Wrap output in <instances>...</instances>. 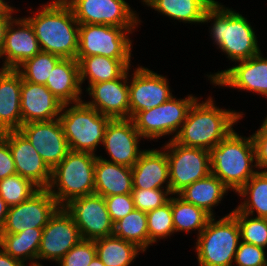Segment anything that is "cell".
<instances>
[{
  "mask_svg": "<svg viewBox=\"0 0 267 266\" xmlns=\"http://www.w3.org/2000/svg\"><path fill=\"white\" fill-rule=\"evenodd\" d=\"M41 8L36 15L25 17L33 27L41 51L76 59L79 23L71 7L64 0H54Z\"/></svg>",
  "mask_w": 267,
  "mask_h": 266,
  "instance_id": "cell-1",
  "label": "cell"
},
{
  "mask_svg": "<svg viewBox=\"0 0 267 266\" xmlns=\"http://www.w3.org/2000/svg\"><path fill=\"white\" fill-rule=\"evenodd\" d=\"M215 105L212 97L202 103L197 99L173 140L186 147L208 151L220 143L234 130L233 125L243 117V112L220 109Z\"/></svg>",
  "mask_w": 267,
  "mask_h": 266,
  "instance_id": "cell-2",
  "label": "cell"
},
{
  "mask_svg": "<svg viewBox=\"0 0 267 266\" xmlns=\"http://www.w3.org/2000/svg\"><path fill=\"white\" fill-rule=\"evenodd\" d=\"M211 19L214 21L210 30L212 40L233 62L249 59L261 52L254 28L240 13L216 1L205 12L203 23Z\"/></svg>",
  "mask_w": 267,
  "mask_h": 266,
  "instance_id": "cell-3",
  "label": "cell"
},
{
  "mask_svg": "<svg viewBox=\"0 0 267 266\" xmlns=\"http://www.w3.org/2000/svg\"><path fill=\"white\" fill-rule=\"evenodd\" d=\"M211 173L236 193L258 171L252 135L241 137L233 130L220 143L209 150ZM255 159V160H254Z\"/></svg>",
  "mask_w": 267,
  "mask_h": 266,
  "instance_id": "cell-4",
  "label": "cell"
},
{
  "mask_svg": "<svg viewBox=\"0 0 267 266\" xmlns=\"http://www.w3.org/2000/svg\"><path fill=\"white\" fill-rule=\"evenodd\" d=\"M96 158L91 153L70 150L51 170V181L47 190L60 207L73 199L95 193Z\"/></svg>",
  "mask_w": 267,
  "mask_h": 266,
  "instance_id": "cell-5",
  "label": "cell"
},
{
  "mask_svg": "<svg viewBox=\"0 0 267 266\" xmlns=\"http://www.w3.org/2000/svg\"><path fill=\"white\" fill-rule=\"evenodd\" d=\"M69 105L63 104L58 118L69 149L95 155L98 144L103 143L106 127L111 119L84 101L74 103L70 107Z\"/></svg>",
  "mask_w": 267,
  "mask_h": 266,
  "instance_id": "cell-6",
  "label": "cell"
},
{
  "mask_svg": "<svg viewBox=\"0 0 267 266\" xmlns=\"http://www.w3.org/2000/svg\"><path fill=\"white\" fill-rule=\"evenodd\" d=\"M211 217L197 235L195 249L199 266H233L241 242L237 219L229 213L216 221Z\"/></svg>",
  "mask_w": 267,
  "mask_h": 266,
  "instance_id": "cell-7",
  "label": "cell"
},
{
  "mask_svg": "<svg viewBox=\"0 0 267 266\" xmlns=\"http://www.w3.org/2000/svg\"><path fill=\"white\" fill-rule=\"evenodd\" d=\"M192 94L185 99H170L152 109L138 112L133 118L135 128L143 138L158 139L179 132L188 112L197 100ZM173 133V134H172Z\"/></svg>",
  "mask_w": 267,
  "mask_h": 266,
  "instance_id": "cell-8",
  "label": "cell"
},
{
  "mask_svg": "<svg viewBox=\"0 0 267 266\" xmlns=\"http://www.w3.org/2000/svg\"><path fill=\"white\" fill-rule=\"evenodd\" d=\"M135 28L103 24H79L77 57L103 55L131 59L132 42L127 34Z\"/></svg>",
  "mask_w": 267,
  "mask_h": 266,
  "instance_id": "cell-9",
  "label": "cell"
},
{
  "mask_svg": "<svg viewBox=\"0 0 267 266\" xmlns=\"http://www.w3.org/2000/svg\"><path fill=\"white\" fill-rule=\"evenodd\" d=\"M169 163L170 193L177 195L186 186L211 173L210 153L202 148L186 147L174 140L163 146Z\"/></svg>",
  "mask_w": 267,
  "mask_h": 266,
  "instance_id": "cell-10",
  "label": "cell"
},
{
  "mask_svg": "<svg viewBox=\"0 0 267 266\" xmlns=\"http://www.w3.org/2000/svg\"><path fill=\"white\" fill-rule=\"evenodd\" d=\"M79 24L136 28L141 22L125 0H64Z\"/></svg>",
  "mask_w": 267,
  "mask_h": 266,
  "instance_id": "cell-11",
  "label": "cell"
},
{
  "mask_svg": "<svg viewBox=\"0 0 267 266\" xmlns=\"http://www.w3.org/2000/svg\"><path fill=\"white\" fill-rule=\"evenodd\" d=\"M60 208L47 189H39L23 203L9 207L2 234H17L29 229H43Z\"/></svg>",
  "mask_w": 267,
  "mask_h": 266,
  "instance_id": "cell-12",
  "label": "cell"
},
{
  "mask_svg": "<svg viewBox=\"0 0 267 266\" xmlns=\"http://www.w3.org/2000/svg\"><path fill=\"white\" fill-rule=\"evenodd\" d=\"M64 208L73 217L82 239L96 240L113 235L114 223L103 196L94 193L79 197Z\"/></svg>",
  "mask_w": 267,
  "mask_h": 266,
  "instance_id": "cell-13",
  "label": "cell"
},
{
  "mask_svg": "<svg viewBox=\"0 0 267 266\" xmlns=\"http://www.w3.org/2000/svg\"><path fill=\"white\" fill-rule=\"evenodd\" d=\"M82 240L73 217L60 207L43 228L37 260L59 262L62 257Z\"/></svg>",
  "mask_w": 267,
  "mask_h": 266,
  "instance_id": "cell-14",
  "label": "cell"
},
{
  "mask_svg": "<svg viewBox=\"0 0 267 266\" xmlns=\"http://www.w3.org/2000/svg\"><path fill=\"white\" fill-rule=\"evenodd\" d=\"M19 131L52 170L70 151L60 120L22 124Z\"/></svg>",
  "mask_w": 267,
  "mask_h": 266,
  "instance_id": "cell-15",
  "label": "cell"
},
{
  "mask_svg": "<svg viewBox=\"0 0 267 266\" xmlns=\"http://www.w3.org/2000/svg\"><path fill=\"white\" fill-rule=\"evenodd\" d=\"M143 138L135 128L131 118L111 119L105 130L102 145L109 154V160L99 158L132 168L143 150L139 149V139Z\"/></svg>",
  "mask_w": 267,
  "mask_h": 266,
  "instance_id": "cell-16",
  "label": "cell"
},
{
  "mask_svg": "<svg viewBox=\"0 0 267 266\" xmlns=\"http://www.w3.org/2000/svg\"><path fill=\"white\" fill-rule=\"evenodd\" d=\"M128 83L130 118L138 112L152 109L161 105L173 95L168 85V79L149 70L147 67H138Z\"/></svg>",
  "mask_w": 267,
  "mask_h": 266,
  "instance_id": "cell-17",
  "label": "cell"
},
{
  "mask_svg": "<svg viewBox=\"0 0 267 266\" xmlns=\"http://www.w3.org/2000/svg\"><path fill=\"white\" fill-rule=\"evenodd\" d=\"M261 54L260 52L249 59L237 61L240 64L210 74L208 78L216 86H229L267 97V58H263Z\"/></svg>",
  "mask_w": 267,
  "mask_h": 266,
  "instance_id": "cell-18",
  "label": "cell"
},
{
  "mask_svg": "<svg viewBox=\"0 0 267 266\" xmlns=\"http://www.w3.org/2000/svg\"><path fill=\"white\" fill-rule=\"evenodd\" d=\"M1 135L9 143L17 174L30 180L39 189H47L51 181V169L30 141L19 130L6 131Z\"/></svg>",
  "mask_w": 267,
  "mask_h": 266,
  "instance_id": "cell-19",
  "label": "cell"
},
{
  "mask_svg": "<svg viewBox=\"0 0 267 266\" xmlns=\"http://www.w3.org/2000/svg\"><path fill=\"white\" fill-rule=\"evenodd\" d=\"M128 72L118 79L91 84L86 91L92 101L85 103L110 119L130 118Z\"/></svg>",
  "mask_w": 267,
  "mask_h": 266,
  "instance_id": "cell-20",
  "label": "cell"
},
{
  "mask_svg": "<svg viewBox=\"0 0 267 266\" xmlns=\"http://www.w3.org/2000/svg\"><path fill=\"white\" fill-rule=\"evenodd\" d=\"M40 51L39 42L30 22L26 18H12L6 28L0 51V58L5 57L2 69H16Z\"/></svg>",
  "mask_w": 267,
  "mask_h": 266,
  "instance_id": "cell-21",
  "label": "cell"
},
{
  "mask_svg": "<svg viewBox=\"0 0 267 266\" xmlns=\"http://www.w3.org/2000/svg\"><path fill=\"white\" fill-rule=\"evenodd\" d=\"M63 103L45 86L22 79V124L59 118Z\"/></svg>",
  "mask_w": 267,
  "mask_h": 266,
  "instance_id": "cell-22",
  "label": "cell"
},
{
  "mask_svg": "<svg viewBox=\"0 0 267 266\" xmlns=\"http://www.w3.org/2000/svg\"><path fill=\"white\" fill-rule=\"evenodd\" d=\"M131 170L133 189H164V184L166 189H170L169 163L165 150H143Z\"/></svg>",
  "mask_w": 267,
  "mask_h": 266,
  "instance_id": "cell-23",
  "label": "cell"
},
{
  "mask_svg": "<svg viewBox=\"0 0 267 266\" xmlns=\"http://www.w3.org/2000/svg\"><path fill=\"white\" fill-rule=\"evenodd\" d=\"M22 77L15 69H0V134L19 130Z\"/></svg>",
  "mask_w": 267,
  "mask_h": 266,
  "instance_id": "cell-24",
  "label": "cell"
},
{
  "mask_svg": "<svg viewBox=\"0 0 267 266\" xmlns=\"http://www.w3.org/2000/svg\"><path fill=\"white\" fill-rule=\"evenodd\" d=\"M63 104L82 101L79 62L61 58L51 71L45 85Z\"/></svg>",
  "mask_w": 267,
  "mask_h": 266,
  "instance_id": "cell-25",
  "label": "cell"
},
{
  "mask_svg": "<svg viewBox=\"0 0 267 266\" xmlns=\"http://www.w3.org/2000/svg\"><path fill=\"white\" fill-rule=\"evenodd\" d=\"M133 175L129 167L105 161L97 156L95 194L103 197L132 194Z\"/></svg>",
  "mask_w": 267,
  "mask_h": 266,
  "instance_id": "cell-26",
  "label": "cell"
},
{
  "mask_svg": "<svg viewBox=\"0 0 267 266\" xmlns=\"http://www.w3.org/2000/svg\"><path fill=\"white\" fill-rule=\"evenodd\" d=\"M79 62L80 84L88 78V87L120 78L130 69L131 59H114L103 55L76 57Z\"/></svg>",
  "mask_w": 267,
  "mask_h": 266,
  "instance_id": "cell-27",
  "label": "cell"
},
{
  "mask_svg": "<svg viewBox=\"0 0 267 266\" xmlns=\"http://www.w3.org/2000/svg\"><path fill=\"white\" fill-rule=\"evenodd\" d=\"M228 190L218 177L210 173L208 176L186 186L177 195L185 201L203 209L213 217L212 207L220 203Z\"/></svg>",
  "mask_w": 267,
  "mask_h": 266,
  "instance_id": "cell-28",
  "label": "cell"
},
{
  "mask_svg": "<svg viewBox=\"0 0 267 266\" xmlns=\"http://www.w3.org/2000/svg\"><path fill=\"white\" fill-rule=\"evenodd\" d=\"M145 5L180 22L203 23L205 12L215 0H142Z\"/></svg>",
  "mask_w": 267,
  "mask_h": 266,
  "instance_id": "cell-29",
  "label": "cell"
},
{
  "mask_svg": "<svg viewBox=\"0 0 267 266\" xmlns=\"http://www.w3.org/2000/svg\"><path fill=\"white\" fill-rule=\"evenodd\" d=\"M42 233L43 229L33 228L17 234H1L0 247L23 263L29 260L30 266H43L37 261Z\"/></svg>",
  "mask_w": 267,
  "mask_h": 266,
  "instance_id": "cell-30",
  "label": "cell"
},
{
  "mask_svg": "<svg viewBox=\"0 0 267 266\" xmlns=\"http://www.w3.org/2000/svg\"><path fill=\"white\" fill-rule=\"evenodd\" d=\"M96 255L105 266H129L143 250L114 235L94 240Z\"/></svg>",
  "mask_w": 267,
  "mask_h": 266,
  "instance_id": "cell-31",
  "label": "cell"
},
{
  "mask_svg": "<svg viewBox=\"0 0 267 266\" xmlns=\"http://www.w3.org/2000/svg\"><path fill=\"white\" fill-rule=\"evenodd\" d=\"M237 193L247 199H243L244 202L231 212H242L250 216L256 210V217L267 219V171H258Z\"/></svg>",
  "mask_w": 267,
  "mask_h": 266,
  "instance_id": "cell-32",
  "label": "cell"
},
{
  "mask_svg": "<svg viewBox=\"0 0 267 266\" xmlns=\"http://www.w3.org/2000/svg\"><path fill=\"white\" fill-rule=\"evenodd\" d=\"M171 197V211L175 232H190L193 229L198 235L204 230L211 216L203 209L185 201L179 195Z\"/></svg>",
  "mask_w": 267,
  "mask_h": 266,
  "instance_id": "cell-33",
  "label": "cell"
},
{
  "mask_svg": "<svg viewBox=\"0 0 267 266\" xmlns=\"http://www.w3.org/2000/svg\"><path fill=\"white\" fill-rule=\"evenodd\" d=\"M113 235L134 243L143 252L148 247V223L146 212L133 210L114 223Z\"/></svg>",
  "mask_w": 267,
  "mask_h": 266,
  "instance_id": "cell-34",
  "label": "cell"
},
{
  "mask_svg": "<svg viewBox=\"0 0 267 266\" xmlns=\"http://www.w3.org/2000/svg\"><path fill=\"white\" fill-rule=\"evenodd\" d=\"M60 59V56L40 51L32 58L25 60L15 70L25 81L46 85L47 78Z\"/></svg>",
  "mask_w": 267,
  "mask_h": 266,
  "instance_id": "cell-35",
  "label": "cell"
},
{
  "mask_svg": "<svg viewBox=\"0 0 267 266\" xmlns=\"http://www.w3.org/2000/svg\"><path fill=\"white\" fill-rule=\"evenodd\" d=\"M38 190L39 188L30 180L17 173L0 180V197L9 207L23 203Z\"/></svg>",
  "mask_w": 267,
  "mask_h": 266,
  "instance_id": "cell-36",
  "label": "cell"
},
{
  "mask_svg": "<svg viewBox=\"0 0 267 266\" xmlns=\"http://www.w3.org/2000/svg\"><path fill=\"white\" fill-rule=\"evenodd\" d=\"M148 223V246L175 232L171 211V196L163 206L146 213Z\"/></svg>",
  "mask_w": 267,
  "mask_h": 266,
  "instance_id": "cell-37",
  "label": "cell"
},
{
  "mask_svg": "<svg viewBox=\"0 0 267 266\" xmlns=\"http://www.w3.org/2000/svg\"><path fill=\"white\" fill-rule=\"evenodd\" d=\"M236 219L240 229L241 241L262 248L267 247V219L249 217L242 212H230Z\"/></svg>",
  "mask_w": 267,
  "mask_h": 266,
  "instance_id": "cell-38",
  "label": "cell"
},
{
  "mask_svg": "<svg viewBox=\"0 0 267 266\" xmlns=\"http://www.w3.org/2000/svg\"><path fill=\"white\" fill-rule=\"evenodd\" d=\"M170 189H133L132 196L135 209L149 212L159 208L169 201Z\"/></svg>",
  "mask_w": 267,
  "mask_h": 266,
  "instance_id": "cell-39",
  "label": "cell"
},
{
  "mask_svg": "<svg viewBox=\"0 0 267 266\" xmlns=\"http://www.w3.org/2000/svg\"><path fill=\"white\" fill-rule=\"evenodd\" d=\"M96 256L94 240L82 239L58 262L60 266H89Z\"/></svg>",
  "mask_w": 267,
  "mask_h": 266,
  "instance_id": "cell-40",
  "label": "cell"
},
{
  "mask_svg": "<svg viewBox=\"0 0 267 266\" xmlns=\"http://www.w3.org/2000/svg\"><path fill=\"white\" fill-rule=\"evenodd\" d=\"M265 253L264 248L241 241L233 262L237 266H267Z\"/></svg>",
  "mask_w": 267,
  "mask_h": 266,
  "instance_id": "cell-41",
  "label": "cell"
},
{
  "mask_svg": "<svg viewBox=\"0 0 267 266\" xmlns=\"http://www.w3.org/2000/svg\"><path fill=\"white\" fill-rule=\"evenodd\" d=\"M104 199L113 223L135 210L132 194L113 195Z\"/></svg>",
  "mask_w": 267,
  "mask_h": 266,
  "instance_id": "cell-42",
  "label": "cell"
},
{
  "mask_svg": "<svg viewBox=\"0 0 267 266\" xmlns=\"http://www.w3.org/2000/svg\"><path fill=\"white\" fill-rule=\"evenodd\" d=\"M16 167L8 141L0 134V180L16 174Z\"/></svg>",
  "mask_w": 267,
  "mask_h": 266,
  "instance_id": "cell-43",
  "label": "cell"
},
{
  "mask_svg": "<svg viewBox=\"0 0 267 266\" xmlns=\"http://www.w3.org/2000/svg\"><path fill=\"white\" fill-rule=\"evenodd\" d=\"M255 153L256 163L259 170L264 169L267 171V137L263 136L258 130L252 135Z\"/></svg>",
  "mask_w": 267,
  "mask_h": 266,
  "instance_id": "cell-44",
  "label": "cell"
},
{
  "mask_svg": "<svg viewBox=\"0 0 267 266\" xmlns=\"http://www.w3.org/2000/svg\"><path fill=\"white\" fill-rule=\"evenodd\" d=\"M0 266H26L25 263L14 259L0 247Z\"/></svg>",
  "mask_w": 267,
  "mask_h": 266,
  "instance_id": "cell-45",
  "label": "cell"
},
{
  "mask_svg": "<svg viewBox=\"0 0 267 266\" xmlns=\"http://www.w3.org/2000/svg\"><path fill=\"white\" fill-rule=\"evenodd\" d=\"M13 16H0V51L3 47L5 32Z\"/></svg>",
  "mask_w": 267,
  "mask_h": 266,
  "instance_id": "cell-46",
  "label": "cell"
},
{
  "mask_svg": "<svg viewBox=\"0 0 267 266\" xmlns=\"http://www.w3.org/2000/svg\"><path fill=\"white\" fill-rule=\"evenodd\" d=\"M8 211L9 205L0 197V235L2 234Z\"/></svg>",
  "mask_w": 267,
  "mask_h": 266,
  "instance_id": "cell-47",
  "label": "cell"
},
{
  "mask_svg": "<svg viewBox=\"0 0 267 266\" xmlns=\"http://www.w3.org/2000/svg\"><path fill=\"white\" fill-rule=\"evenodd\" d=\"M15 7L9 6L4 0H0V16H12Z\"/></svg>",
  "mask_w": 267,
  "mask_h": 266,
  "instance_id": "cell-48",
  "label": "cell"
},
{
  "mask_svg": "<svg viewBox=\"0 0 267 266\" xmlns=\"http://www.w3.org/2000/svg\"><path fill=\"white\" fill-rule=\"evenodd\" d=\"M258 131L263 135L267 137V116L265 120L263 121L261 127L258 129Z\"/></svg>",
  "mask_w": 267,
  "mask_h": 266,
  "instance_id": "cell-49",
  "label": "cell"
},
{
  "mask_svg": "<svg viewBox=\"0 0 267 266\" xmlns=\"http://www.w3.org/2000/svg\"><path fill=\"white\" fill-rule=\"evenodd\" d=\"M89 266H105L102 261L98 258V256L96 255L92 262L89 264Z\"/></svg>",
  "mask_w": 267,
  "mask_h": 266,
  "instance_id": "cell-50",
  "label": "cell"
}]
</instances>
